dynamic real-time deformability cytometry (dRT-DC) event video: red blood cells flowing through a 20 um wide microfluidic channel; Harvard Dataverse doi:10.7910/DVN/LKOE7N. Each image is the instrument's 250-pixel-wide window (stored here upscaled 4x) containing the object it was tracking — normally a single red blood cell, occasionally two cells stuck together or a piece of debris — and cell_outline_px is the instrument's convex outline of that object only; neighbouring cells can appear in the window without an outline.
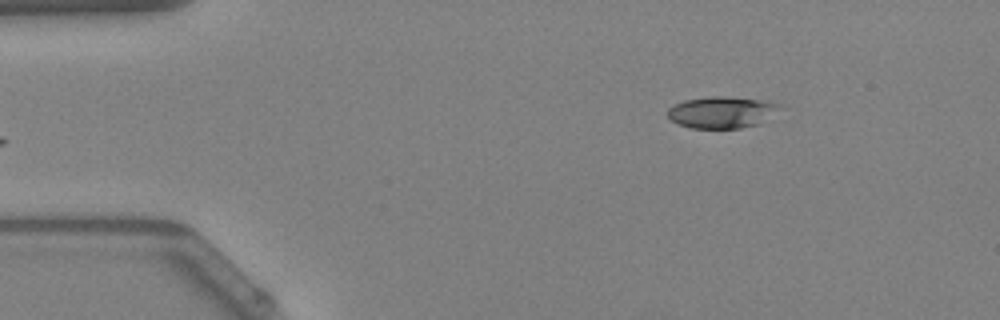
{"species": "Egyptian fruit bat (a non-hibernating species)", "species_latin": "Rousettus aegyptiacus", "temperature_condition": "warm", "stored_images_in_passage": 44, "camera_frame_rate_fps": 3000, "um_per_image_px": 0.085, "animal": {"sex": "female"}, "frame": {"image": 1, "passage_image": 1, "time_ms": 0.0, "image_size_px": [1000, 320], "cell_outline_px": [[784, 104], [760, 124], [740, 128], [692, 128], [676, 124], [668, 116], [668, 108], [684, 100], [712, 96], [724, 96], [768, 100]], "centroid_in_image_um": [61.37, 9.53], "position_along_channel_um": 23.6, "area_um2": 20.75}}
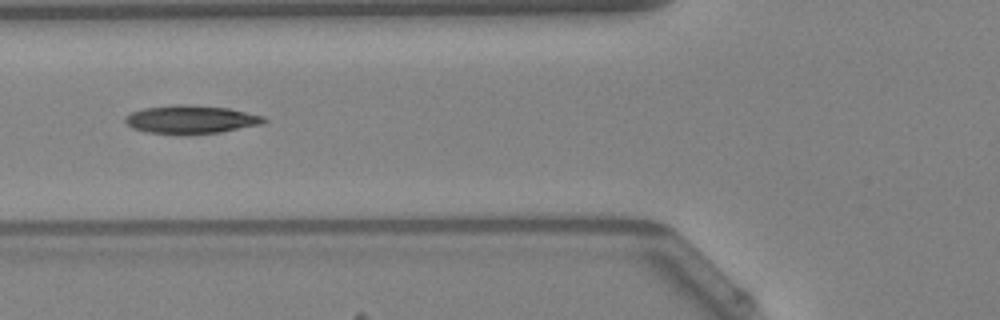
{"frame": {"image": 2, "passage_image": 13, "time_ms": 4.0, "image_size_px": [1000, 320], "cell_outline_px": [[268, 120], [260, 124], [220, 132], [188, 136], [176, 136], [148, 132], [132, 128], [124, 120], [132, 112], [144, 108], [176, 104], [180, 104], [228, 108], [264, 116]], "centroid_in_image_um": [16.21, 10.18], "position_along_channel_um": 109.6, "area_um2": 23.06}}
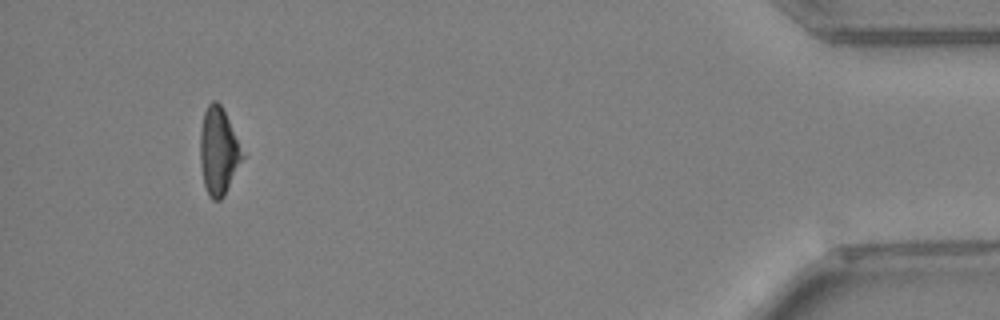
{"frame": {"image": 3, "passage_image": 41, "time_ms": 13.333, "image_size_px": [1000, 320], "cell_outline_px": [[244, 156], [224, 196], [220, 200], [212, 200], [208, 196], [204, 184], [200, 164], [200, 132], [204, 112], [208, 104], [212, 100], [216, 100], [220, 104], [228, 120]], "centroid_in_image_um": [18.54, 12.88], "position_along_channel_um": 416.7, "area_um2": 21.1}, "authors_computed_cell_mechanics": {"area_um2": 21.8773, "velocity_mm_per_s": 4.0404, "shape_relaxation_time_tau1_ms": 6.9553, "shape_relaxation_time_tau2_ms": 4.6879, "deformation_change_tau1": 0.1682, "deformation_change_tau2": 0.1612}}